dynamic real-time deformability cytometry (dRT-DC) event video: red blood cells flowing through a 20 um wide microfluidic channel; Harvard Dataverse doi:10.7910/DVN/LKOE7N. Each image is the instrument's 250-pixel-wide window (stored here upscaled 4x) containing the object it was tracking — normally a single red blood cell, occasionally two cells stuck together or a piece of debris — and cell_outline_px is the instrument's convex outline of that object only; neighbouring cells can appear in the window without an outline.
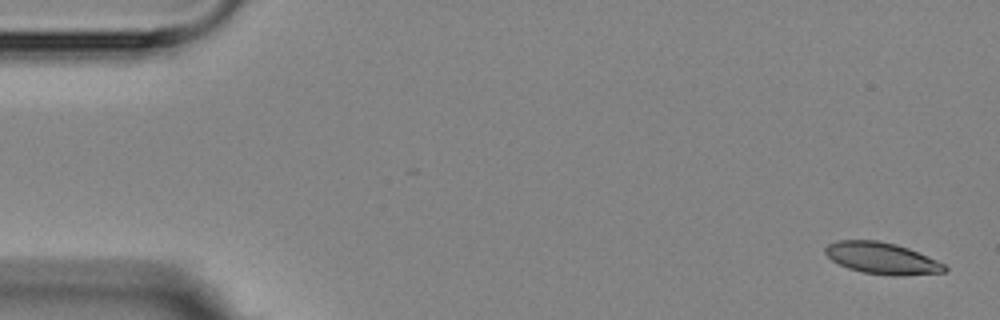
{"species": "Egyptian fruit bat (a non-hibernating species)", "species_latin": "Rousettus aegyptiacus", "temperature_condition": "room temperature", "stored_images_in_passage": 4, "camera_frame_rate_fps": 3000, "um_per_image_px": 0.085, "animal": {"sex": "female"}, "frame": {"image": 1, "passage_image": 1, "time_ms": 0.0, "image_size_px": [1000, 320], "cell_outline_px": [[948, 268], [944, 272], [900, 276], [892, 276], [864, 272], [848, 268], [832, 260], [824, 252], [824, 248], [828, 244], [836, 240], [876, 240], [896, 244], [908, 248], [936, 260], [944, 264]], "centroid_in_image_um": [74.95, 21.95], "position_along_channel_um": 10.1, "area_um2": 21.85}}